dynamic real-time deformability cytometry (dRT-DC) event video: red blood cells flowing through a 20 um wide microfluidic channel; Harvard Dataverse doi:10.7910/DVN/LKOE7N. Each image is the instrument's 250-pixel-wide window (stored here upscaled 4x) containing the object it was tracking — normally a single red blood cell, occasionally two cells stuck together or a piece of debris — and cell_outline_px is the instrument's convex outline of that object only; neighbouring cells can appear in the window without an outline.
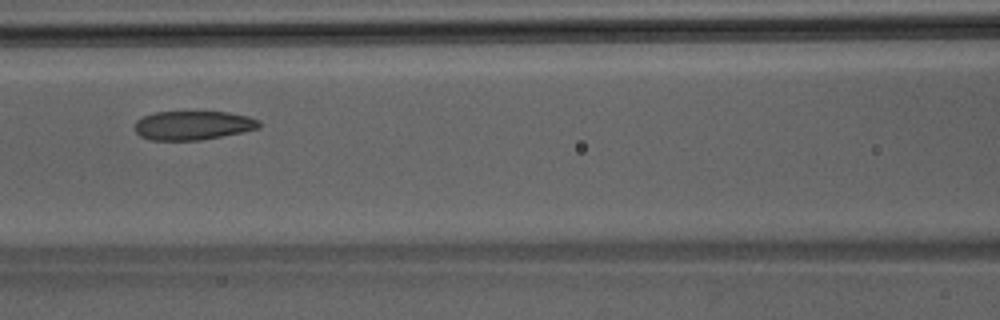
{"species": "Egyptian fruit bat (a non-hibernating species)", "species_latin": "Rousettus aegyptiacus", "temperature_condition": "room temperature", "stored_images_in_passage": 3, "camera_frame_rate_fps": 3000, "um_per_image_px": 0.085, "animal": {"sex": "male"}, "frame": {"image": 1, "passage_image": 3, "time_ms": 0.667, "image_size_px": [1000, 320], "cell_outline_px": [[260, 128], [200, 140], [148, 140], [140, 136], [136, 132], [136, 120], [144, 116], [156, 112], [228, 112], [248, 116], [260, 120]], "centroid_in_image_um": [16.4, 10.65], "position_along_channel_um": 150.2, "area_um2": 20.87}}